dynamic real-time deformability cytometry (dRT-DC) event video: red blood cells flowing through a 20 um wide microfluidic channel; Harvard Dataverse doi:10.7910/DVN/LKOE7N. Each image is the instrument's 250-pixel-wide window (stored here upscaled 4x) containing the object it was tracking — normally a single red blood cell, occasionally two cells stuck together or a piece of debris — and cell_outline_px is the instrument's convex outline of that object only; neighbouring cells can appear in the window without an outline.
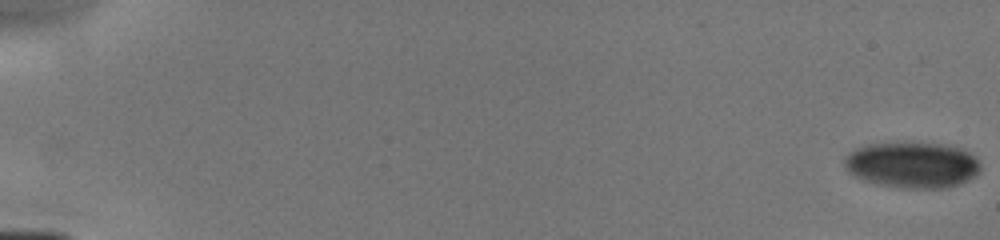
{"species": "human", "species_latin": "Homo sapiens", "temperature_condition": "cold", "stored_images_in_passage": 8, "camera_frame_rate_fps": 3000, "um_per_image_px": 0.085, "donor": {"sex": "male"}, "frame": {"image": 1, "passage_image": 1, "time_ms": 0.0, "image_size_px": [1000, 240], "cell_outline_px": [[980, 172], [976, 176], [960, 184], [948, 188], [900, 188], [876, 184], [860, 180], [852, 176], [844, 168], [844, 156], [848, 152], [856, 148], [868, 144], [944, 144], [960, 148], [976, 156], [980, 164]], "centroid_in_image_um": [77.52, 14.05], "position_along_channel_um": 7.5, "area_um2": 36.76}}
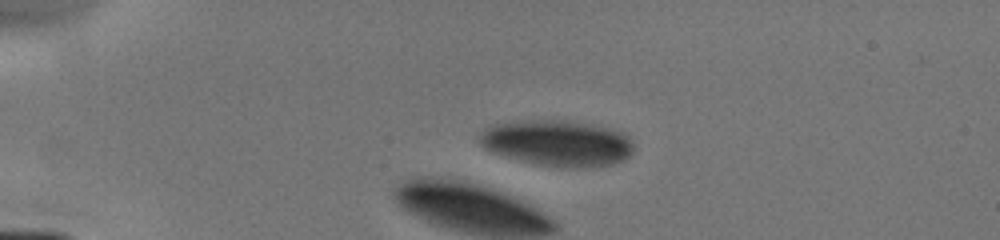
{"frame": {"image": 2, "passage_image": 6, "time_ms": 4.0, "image_size_px": [1000, 240], "cell_outline_px": [[632, 152], [628, 156], [612, 164], [544, 164], [524, 160], [496, 152], [480, 144], [480, 136], [492, 124], [520, 120], [564, 120], [624, 132], [632, 140]], "centroid_in_image_um": [47.37, 12.09], "position_along_channel_um": 37.6, "area_um2": 39.02}}